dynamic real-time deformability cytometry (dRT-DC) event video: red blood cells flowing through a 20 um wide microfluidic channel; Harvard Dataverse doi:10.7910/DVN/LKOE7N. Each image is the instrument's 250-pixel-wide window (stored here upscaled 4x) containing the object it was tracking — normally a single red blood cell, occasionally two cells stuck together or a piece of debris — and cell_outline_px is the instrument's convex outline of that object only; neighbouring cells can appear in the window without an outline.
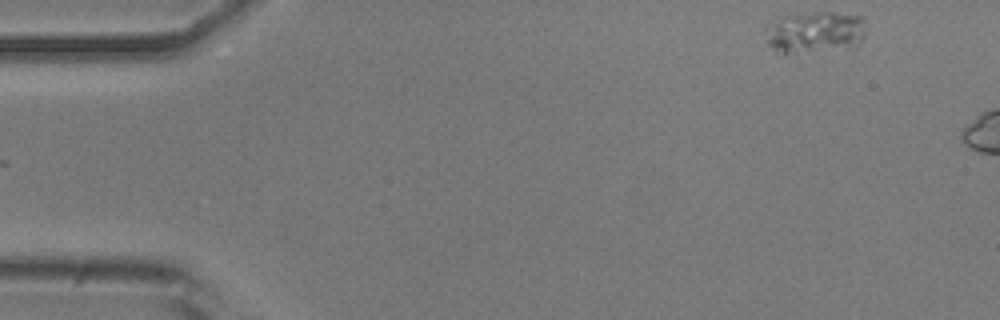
{"species": "common noctule bat (a hibernating species)", "species_latin": "Nyctalus noctula", "temperature_condition": "room temperature", "stored_images_in_passage": 6, "camera_frame_rate_fps": 3000, "um_per_image_px": 0.085, "animal": {"sex": "male", "body_mass_g": 20.5, "forearm_length_mm": 52.5}, "frame": {"image": 1, "passage_image": 1, "time_ms": 0.0, "image_size_px": [1000, 320], "cell_outline_px": [[864, 36], [860, 44], [852, 52], [776, 52], [768, 44], [764, 28], [776, 20], [784, 16], [812, 12], [832, 12], [864, 16]], "centroid_in_image_um": [69.37, 2.78], "position_along_channel_um": 15.6, "area_um2": 25.37}}